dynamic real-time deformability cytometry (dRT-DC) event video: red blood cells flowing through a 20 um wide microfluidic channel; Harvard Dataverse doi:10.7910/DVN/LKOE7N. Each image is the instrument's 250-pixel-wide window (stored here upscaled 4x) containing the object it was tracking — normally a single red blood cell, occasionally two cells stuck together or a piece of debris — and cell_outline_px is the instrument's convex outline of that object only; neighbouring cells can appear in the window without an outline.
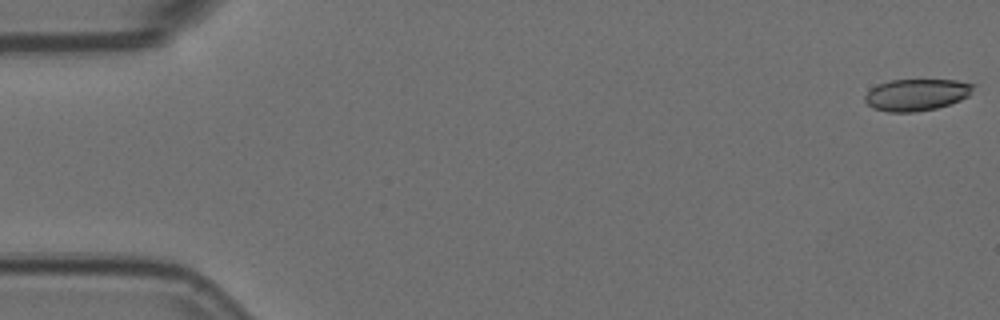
{"species": "Egyptian fruit bat (a non-hibernating species)", "species_latin": "Rousettus aegyptiacus", "temperature_condition": "room temperature", "stored_images_in_passage": 53, "camera_frame_rate_fps": 3000, "um_per_image_px": 0.085, "animal": {"sex": "female"}, "frame": {"image": 1, "passage_image": 1, "time_ms": 0.0, "image_size_px": [1000, 320], "cell_outline_px": [[976, 84], [968, 96], [960, 100], [936, 108], [912, 112], [888, 112], [872, 108], [864, 100], [864, 96], [876, 84], [892, 80], [956, 80]], "centroid_in_image_um": [77.89, 8.05], "position_along_channel_um": 7.1, "area_um2": 20.0}}
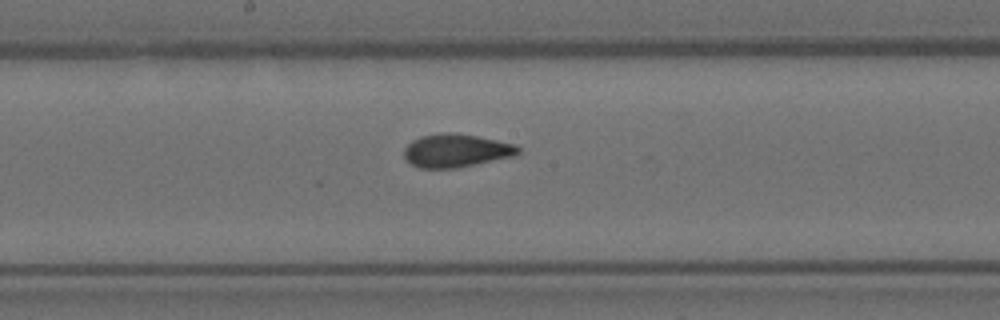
{"frame": {"image": 2, "passage_image": 30, "time_ms": 9.667, "image_size_px": [1000, 320], "cell_outline_px": [[520, 152], [516, 156], [456, 168], [420, 168], [404, 160], [404, 148], [412, 140], [420, 136], [440, 132], [452, 132], [476, 136], [516, 144], [520, 148]], "centroid_in_image_um": [38.76, 12.8], "position_along_channel_um": 209.4, "area_um2": 22.31}}
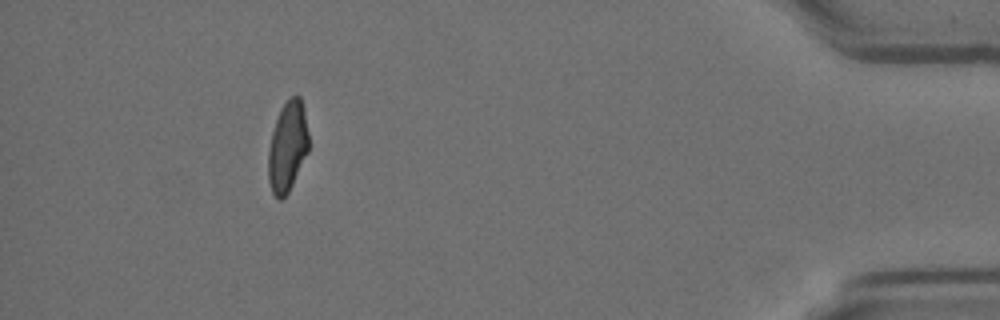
{"frame": {"image": 3, "passage_image": 52, "time_ms": 17.0, "image_size_px": [1000, 320], "cell_outline_px": [[308, 152], [288, 192], [280, 200], [272, 192], [268, 180], [268, 148], [272, 132], [280, 108], [292, 96], [300, 96], [304, 108], [308, 132]], "centroid_in_image_um": [24.43, 12.45], "position_along_channel_um": 410.8, "area_um2": 21.1}}